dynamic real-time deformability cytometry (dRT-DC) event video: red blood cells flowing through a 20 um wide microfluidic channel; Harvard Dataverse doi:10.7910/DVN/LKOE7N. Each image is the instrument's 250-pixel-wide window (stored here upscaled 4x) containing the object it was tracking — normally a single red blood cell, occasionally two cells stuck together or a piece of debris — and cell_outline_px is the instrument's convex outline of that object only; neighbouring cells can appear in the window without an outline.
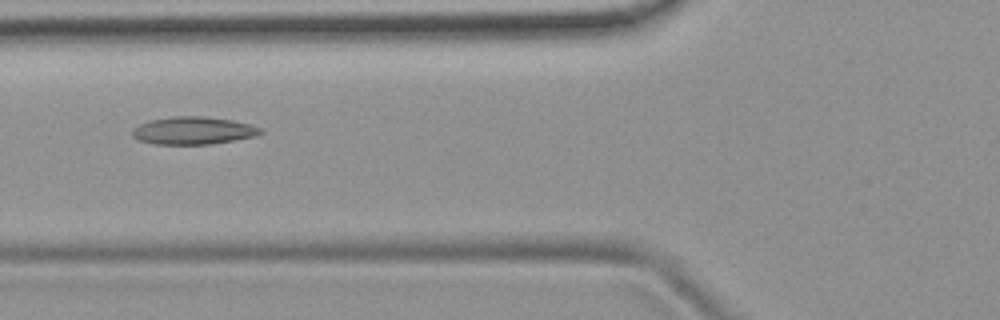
{"species": "common noctule bat (a hibernating species)", "species_latin": "Nyctalus noctula", "temperature_condition": "room temperature", "stored_images_in_passage": 52, "camera_frame_rate_fps": 3000, "um_per_image_px": 0.085, "animal": {"sex": "female", "body_mass_g": 19.9}, "frame": {"image": 1, "passage_image": 20, "time_ms": 6.333, "image_size_px": [1000, 320], "cell_outline_px": [[264, 132], [256, 136], [212, 144], [156, 144], [140, 140], [132, 136], [132, 128], [148, 120], [172, 116], [200, 116], [232, 120], [248, 124], [260, 128]], "centroid_in_image_um": [16.4, 11.1], "position_along_channel_um": 109.4, "area_um2": 20.58}}
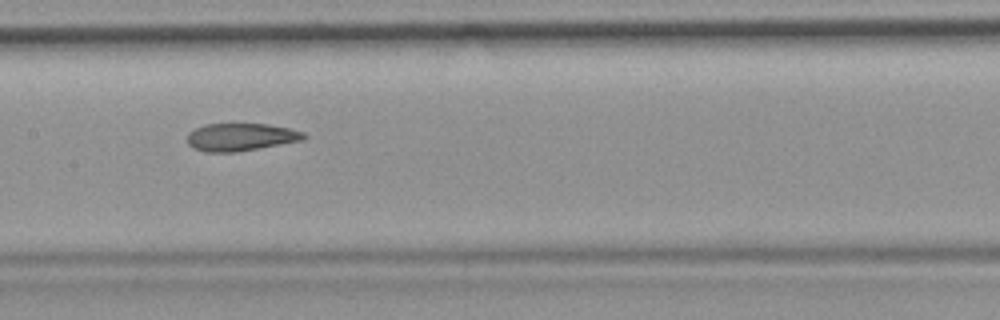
{"frame": {"image": 2, "passage_image": 26, "time_ms": 8.333, "image_size_px": [1000, 320], "cell_outline_px": [[308, 136], [300, 140], [236, 152], [204, 152], [192, 148], [188, 144], [188, 132], [204, 124], [268, 124], [288, 128], [304, 132]], "centroid_in_image_um": [20.41, 11.65], "position_along_channel_um": 187.0, "area_um2": 18.61}}
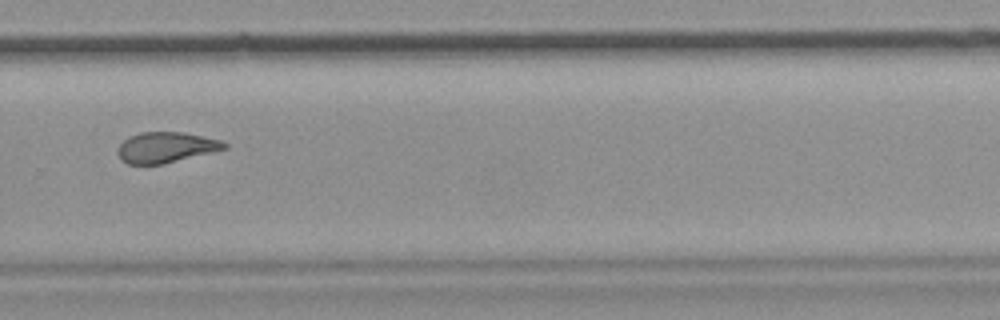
{"frame": {"image": 3, "passage_image": 36, "time_ms": 11.667, "image_size_px": [1000, 320], "cell_outline_px": [[228, 148], [164, 164], [128, 164], [120, 160], [116, 152], [120, 144], [128, 136], [140, 132], [184, 132], [220, 140], [228, 144]], "centroid_in_image_um": [14.07, 12.53], "position_along_channel_um": 315.7, "area_um2": 19.13}}